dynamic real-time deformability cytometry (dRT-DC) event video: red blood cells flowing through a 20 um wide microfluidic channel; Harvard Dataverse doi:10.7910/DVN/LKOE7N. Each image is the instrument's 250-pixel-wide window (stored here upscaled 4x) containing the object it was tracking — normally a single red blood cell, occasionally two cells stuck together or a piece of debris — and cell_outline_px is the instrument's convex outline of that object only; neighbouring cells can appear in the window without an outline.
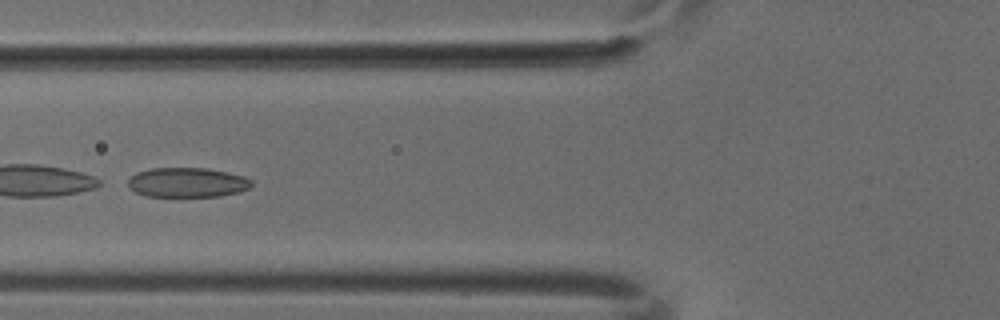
{"species": "common noctule bat (a hibernating species)", "species_latin": "Nyctalus noctula", "temperature_condition": "cold", "stored_images_in_passage": 8, "camera_frame_rate_fps": 3000, "um_per_image_px": 0.085, "animal": {"sex": "male", "body_mass_g": 18.8}, "frame": {"image": 1, "passage_image": 5, "time_ms": 1.333, "image_size_px": [1000, 320], "cell_outline_px": [[252, 184], [248, 188], [240, 192], [220, 196], [144, 196], [136, 192], [128, 184], [128, 180], [136, 172], [152, 168], [208, 168], [228, 172], [244, 176], [252, 180]], "centroid_in_image_um": [15.94, 15.5], "position_along_channel_um": 109.9, "area_um2": 21.33}}
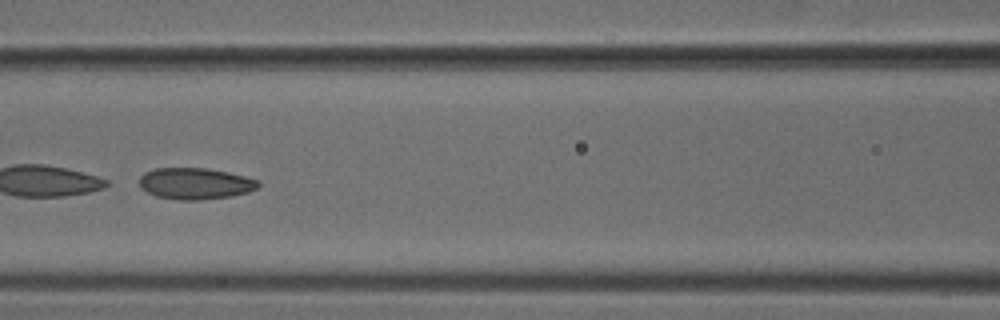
{"frame": {"image": 2, "passage_image": 6, "time_ms": 1.667, "image_size_px": [1000, 320], "cell_outline_px": [[260, 184], [256, 188], [248, 192], [232, 196], [200, 200], [180, 200], [156, 196], [140, 188], [140, 176], [144, 172], [156, 168], [208, 168], [228, 172], [260, 180]], "centroid_in_image_um": [16.6, 15.6], "position_along_channel_um": 150.0, "area_um2": 21.85}}
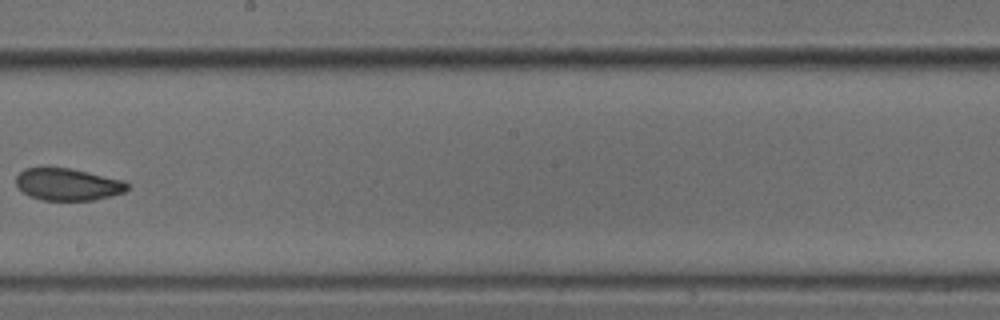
{"frame": {"image": 3, "passage_image": 8, "time_ms": 2.333, "image_size_px": [1000, 320], "cell_outline_px": [[128, 188], [124, 192], [112, 196], [92, 200], [40, 200], [28, 196], [16, 184], [16, 176], [24, 168], [68, 168], [88, 172], [124, 180], [128, 184]], "centroid_in_image_um": [5.76, 15.68], "position_along_channel_um": 242.4, "area_um2": 20.75}}